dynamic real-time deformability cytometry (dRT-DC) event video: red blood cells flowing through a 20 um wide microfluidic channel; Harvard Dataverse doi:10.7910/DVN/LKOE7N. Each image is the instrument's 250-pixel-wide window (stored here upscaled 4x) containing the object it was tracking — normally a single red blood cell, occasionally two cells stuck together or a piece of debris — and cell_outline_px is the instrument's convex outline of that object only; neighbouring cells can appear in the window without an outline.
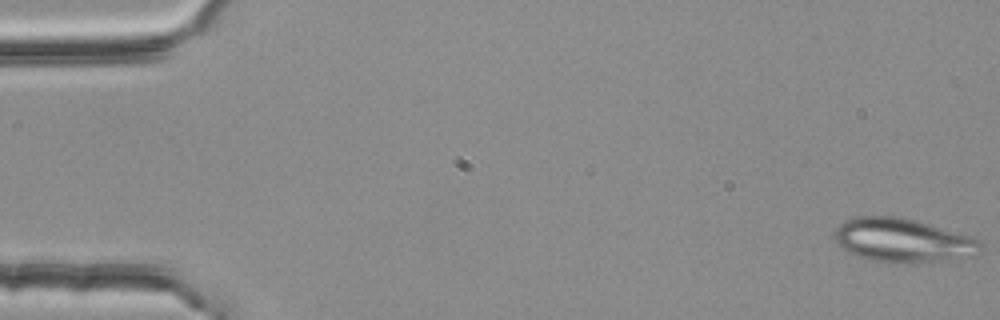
{"species": "common noctule bat (a hibernating species)", "species_latin": "Nyctalus noctula", "temperature_condition": "room temperature", "stored_images_in_passage": 4, "camera_frame_rate_fps": 3000, "um_per_image_px": 0.085, "animal": {"sex": "female", "body_mass_g": 25.1}, "frame": {"image": 1, "passage_image": 1, "time_ms": 0.0, "image_size_px": [1000, 320], "cell_outline_px": [[984, 252], [980, 256], [940, 260], [888, 264], [868, 260], [856, 256], [840, 248], [836, 244], [832, 236], [836, 228], [844, 220], [856, 216], [900, 216], [916, 220], [972, 236], [980, 240]], "centroid_in_image_um": [76.73, 20.44], "position_along_channel_um": 8.3, "area_um2": 38.21}}